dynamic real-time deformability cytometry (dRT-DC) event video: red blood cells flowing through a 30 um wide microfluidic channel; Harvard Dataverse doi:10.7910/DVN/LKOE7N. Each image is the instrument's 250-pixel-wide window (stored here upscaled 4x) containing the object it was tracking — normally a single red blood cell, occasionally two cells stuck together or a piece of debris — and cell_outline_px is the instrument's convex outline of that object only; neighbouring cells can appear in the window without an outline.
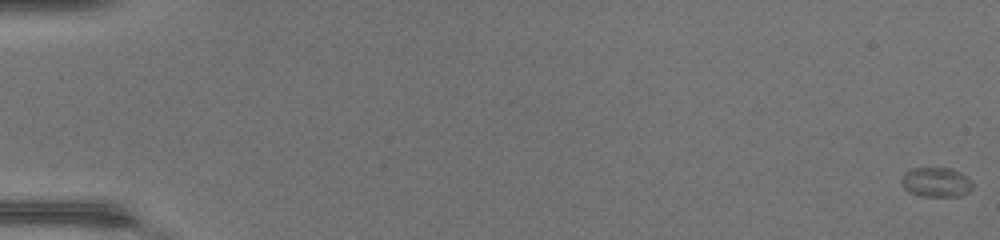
{"species": "common noctule bat (a hibernating species)", "species_latin": "Nyctalus noctula", "temperature_condition": "warm", "stored_images_in_passage": 52, "camera_frame_rate_fps": 3000, "um_per_image_px": 0.085, "animal": {"sex": "female", "body_mass_g": 17.0, "forearm_length_mm": 48.0}, "frame": {"image": 1, "passage_image": 1, "time_ms": 0.0, "image_size_px": [1000, 240], "cell_outline_px": [[972, 188], [968, 192], [960, 196], [920, 196], [904, 188], [900, 180], [904, 172], [912, 168], [952, 168], [968, 176], [972, 180]], "centroid_in_image_um": [79.59, 15.47], "position_along_channel_um": 5.4, "area_um2": 12.37}}
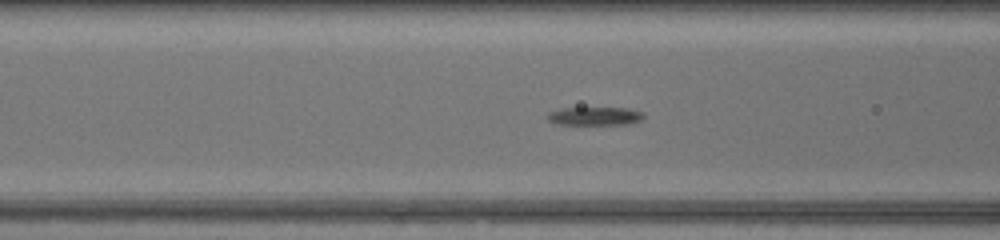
{"frame": {"image": 2, "passage_image": 23, "time_ms": 7.333, "image_size_px": [1000, 240], "cell_outline_px": [[644, 116], [640, 120], [628, 124], [556, 124], [548, 120], [548, 112], [560, 108], [628, 108], [644, 112]], "centroid_in_image_um": [50.56, 9.86], "position_along_channel_um": 116.0, "area_um2": 10.23}}
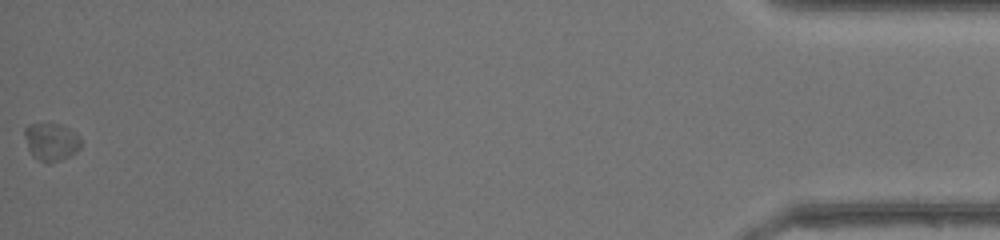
{"frame": {"image": 3, "passage_image": 52, "time_ms": 17.0, "image_size_px": [1000, 240], "cell_outline_px": [[80, 148], [76, 152], [60, 160], [48, 164], [32, 156], [28, 148], [24, 136], [24, 128], [28, 124], [64, 124], [80, 140]], "centroid_in_image_um": [4.31, 12.06], "position_along_channel_um": 430.9, "area_um2": 12.25}, "authors_computed_cell_mechanics": {"area_um2": 10.8375, "velocity_mm_per_s": 4.2629, "shape_relaxation_time_tau1_ms": 1.7743, "shape_relaxation_time_tau2_ms": 5.2451, "deformation_change_tau1": 0.113, "deformation_change_tau2": 0.114}}